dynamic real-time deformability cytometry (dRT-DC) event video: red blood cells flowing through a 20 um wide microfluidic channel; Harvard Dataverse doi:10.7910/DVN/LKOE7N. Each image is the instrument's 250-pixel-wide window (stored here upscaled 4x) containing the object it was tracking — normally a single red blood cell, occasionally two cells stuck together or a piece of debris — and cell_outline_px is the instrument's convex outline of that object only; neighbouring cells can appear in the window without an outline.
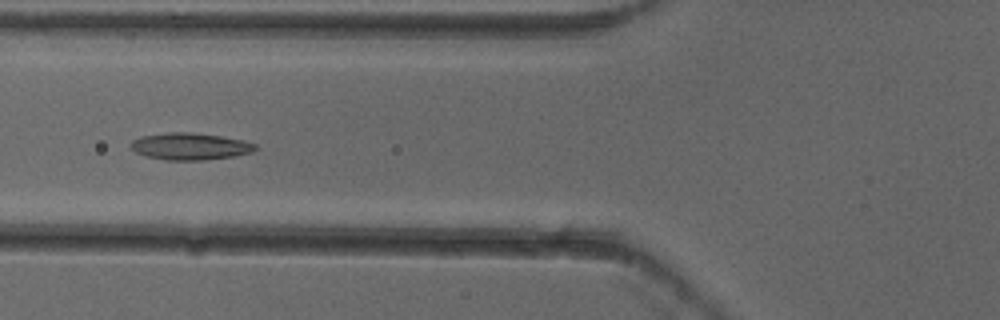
{"species": "common noctule bat (a hibernating species)", "species_latin": "Nyctalus noctula", "temperature_condition": "cold", "stored_images_in_passage": 6, "camera_frame_rate_fps": 3000, "um_per_image_px": 0.085, "animal": {"sex": "female"}, "frame": {"image": 1, "passage_image": 5, "time_ms": 1.333, "image_size_px": [1000, 320], "cell_outline_px": [[260, 148], [252, 152], [236, 156], [204, 160], [164, 160], [148, 156], [136, 152], [132, 148], [132, 140], [140, 136], [168, 132], [192, 132], [220, 136], [244, 140], [256, 144]], "centroid_in_image_um": [16.21, 12.44], "position_along_channel_um": 109.6, "area_um2": 19.65}}
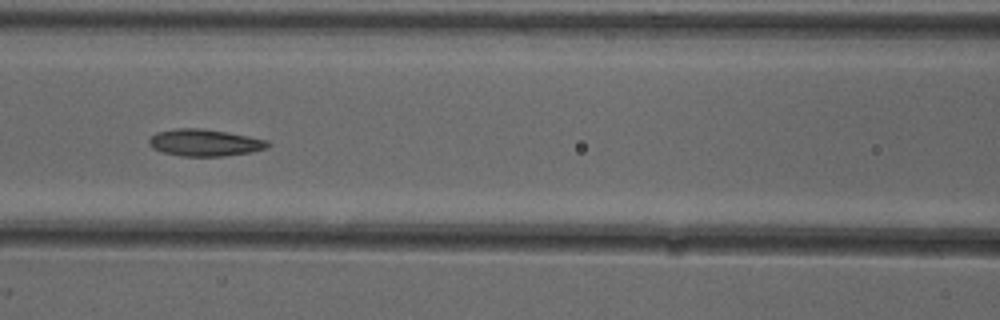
{"frame": {"image": 2, "passage_image": 6, "time_ms": 1.667, "image_size_px": [1000, 320], "cell_outline_px": [[268, 148], [252, 152], [224, 156], [184, 156], [164, 152], [152, 148], [148, 144], [148, 140], [156, 132], [176, 128], [200, 128], [224, 132], [268, 140]], "centroid_in_image_um": [17.37, 12.13], "position_along_channel_um": 149.2, "area_um2": 18.44}}